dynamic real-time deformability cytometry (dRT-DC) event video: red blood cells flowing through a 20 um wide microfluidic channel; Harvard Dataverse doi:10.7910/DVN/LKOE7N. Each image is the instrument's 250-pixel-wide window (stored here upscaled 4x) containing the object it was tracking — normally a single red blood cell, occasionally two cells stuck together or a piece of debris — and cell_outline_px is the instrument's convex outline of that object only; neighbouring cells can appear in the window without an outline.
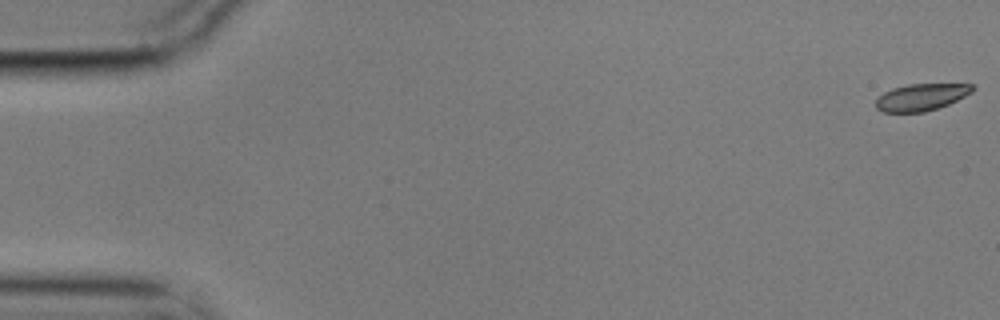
{"species": "common noctule bat (a hibernating species)", "species_latin": "Nyctalus noctula", "temperature_condition": "cold", "stored_images_in_passage": 56, "camera_frame_rate_fps": 3000, "um_per_image_px": 0.085, "animal": {"sex": "male", "body_mass_g": 17.9}, "frame": {"image": 1, "passage_image": 1, "time_ms": 0.0, "image_size_px": [1000, 320], "cell_outline_px": [[976, 88], [972, 92], [948, 104], [924, 112], [884, 112], [876, 108], [876, 100], [884, 92], [892, 88], [908, 84], [972, 84]], "centroid_in_image_um": [78.3, 8.25], "position_along_channel_um": 6.7, "area_um2": 15.03}}
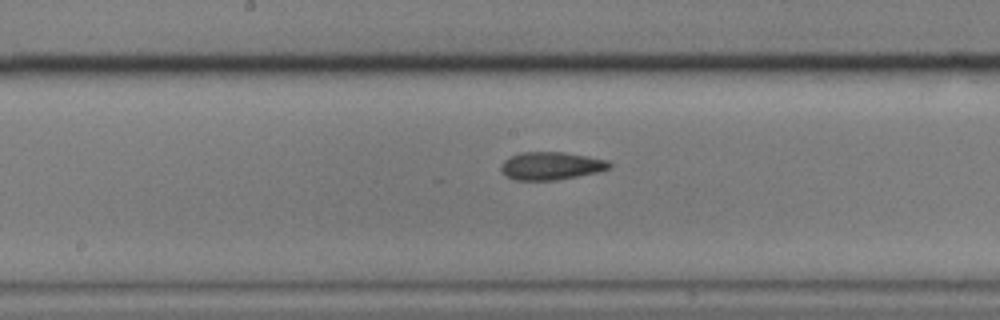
{"frame": {"image": 2, "passage_image": 29, "time_ms": 9.333, "image_size_px": [1000, 320], "cell_outline_px": [[612, 168], [596, 172], [556, 180], [516, 180], [504, 176], [500, 168], [504, 160], [520, 152], [564, 152], [608, 160], [612, 164]], "centroid_in_image_um": [46.83, 14.1], "position_along_channel_um": 201.4, "area_um2": 17.57}}
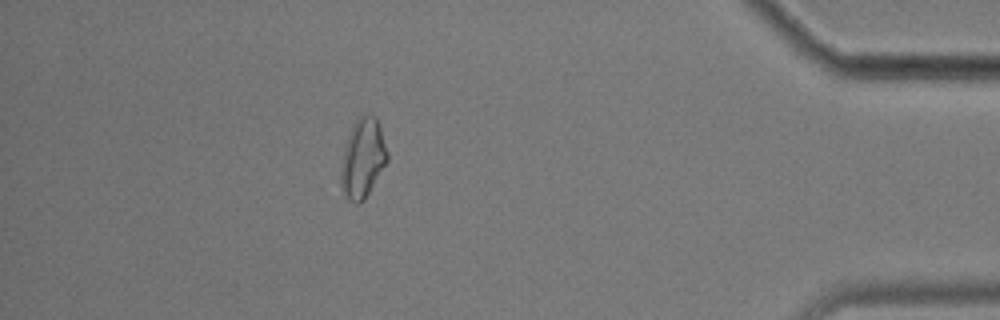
{"frame": {"image": 3, "passage_image": 50, "time_ms": 16.333, "image_size_px": [1000, 320], "cell_outline_px": [[388, 160], [364, 200], [360, 204], [356, 204], [344, 196], [340, 188], [340, 172], [344, 148], [348, 136], [356, 120], [360, 116], [376, 116], [380, 124], [388, 152]], "centroid_in_image_um": [30.83, 13.49], "position_along_channel_um": 404.4, "area_um2": 21.44}, "authors_computed_cell_mechanics": {"area_um2": 17.4845, "velocity_mm_per_s": 3.5478, "shape_relaxation_time_tau1_ms": 7.5483, "shape_relaxation_time_tau2_ms": 8.2455, "deformation_change_tau1": 0.1673, "deformation_change_tau2": 0.1409}}